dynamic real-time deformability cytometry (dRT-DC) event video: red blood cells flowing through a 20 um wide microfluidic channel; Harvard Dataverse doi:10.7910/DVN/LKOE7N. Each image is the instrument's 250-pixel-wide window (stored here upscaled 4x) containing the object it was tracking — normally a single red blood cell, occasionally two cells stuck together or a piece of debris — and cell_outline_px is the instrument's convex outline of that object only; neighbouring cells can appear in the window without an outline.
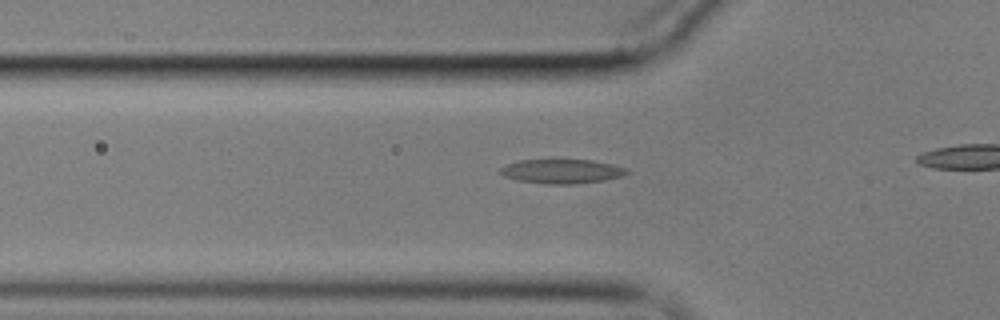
{"species": "common noctule bat (a hibernating species)", "species_latin": "Nyctalus noctula", "temperature_condition": "cold", "stored_images_in_passage": 27, "camera_frame_rate_fps": 3000, "um_per_image_px": 0.085, "animal": {"sex": "male", "body_mass_g": 17.9}, "frame": {"image": 1, "passage_image": 10, "time_ms": 3.0, "image_size_px": [1000, 320], "cell_outline_px": [[628, 172], [624, 176], [604, 180], [576, 184], [548, 184], [516, 180], [504, 176], [500, 172], [500, 168], [508, 164], [520, 160], [592, 160], [612, 164], [624, 168]], "centroid_in_image_um": [47.75, 14.57], "position_along_channel_um": 78.0, "area_um2": 17.74}}
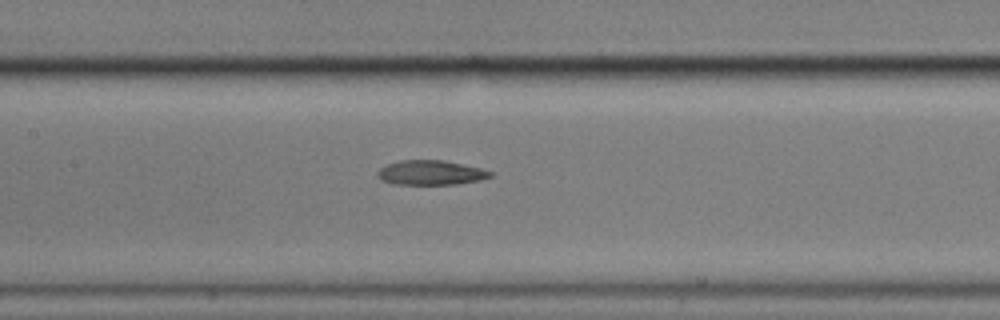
{"frame": {"image": 2, "passage_image": 18, "time_ms": 5.667, "image_size_px": [1000, 320], "cell_outline_px": [[492, 176], [480, 180], [456, 184], [392, 184], [380, 180], [376, 172], [384, 164], [400, 160], [444, 160], [480, 168], [492, 172]], "centroid_in_image_um": [36.55, 14.67], "position_along_channel_um": 170.8, "area_um2": 16.24}}
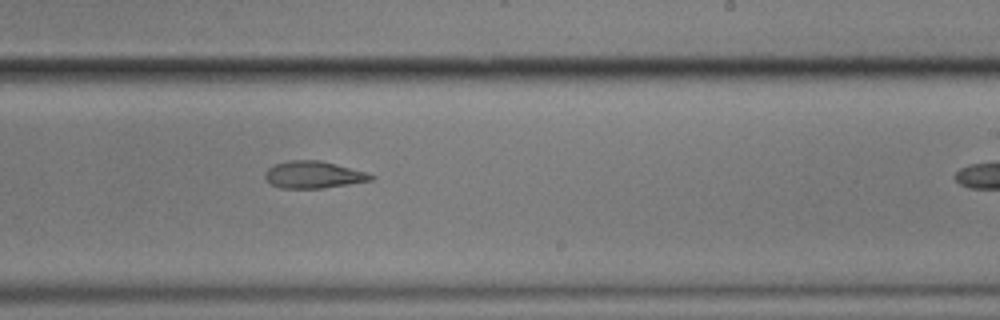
{"frame": {"image": 3, "passage_image": 26, "time_ms": 8.333, "image_size_px": [1000, 320], "cell_outline_px": [[376, 176], [372, 180], [324, 188], [280, 188], [272, 184], [264, 176], [264, 172], [268, 168], [276, 164], [288, 160], [320, 160], [364, 172]], "centroid_in_image_um": [26.61, 14.85], "position_along_channel_um": 262.4, "area_um2": 16.47}}